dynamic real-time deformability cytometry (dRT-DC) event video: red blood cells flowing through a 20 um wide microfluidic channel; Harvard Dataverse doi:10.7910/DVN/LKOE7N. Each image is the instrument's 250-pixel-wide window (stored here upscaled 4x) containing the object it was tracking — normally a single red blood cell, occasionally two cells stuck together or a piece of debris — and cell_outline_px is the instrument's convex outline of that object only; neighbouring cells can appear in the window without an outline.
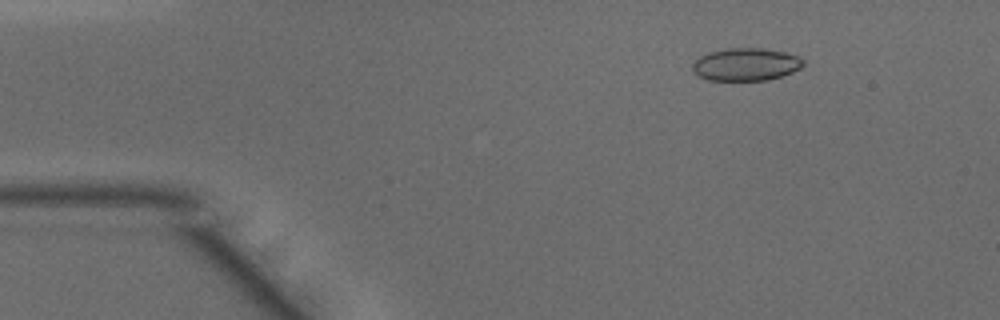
{"species": "common noctule bat (a hibernating species)", "species_latin": "Nyctalus noctula", "temperature_condition": "warm", "stored_images_in_passage": 44, "camera_frame_rate_fps": 3000, "um_per_image_px": 0.085, "animal": {"sex": "male", "body_mass_g": 15.6}, "frame": {"image": 1, "passage_image": 3, "time_ms": 0.667, "image_size_px": [1000, 320], "cell_outline_px": [[804, 64], [800, 68], [792, 72], [768, 80], [708, 80], [700, 76], [692, 68], [692, 64], [700, 56], [708, 52], [728, 48], [764, 48], [784, 52], [800, 56], [804, 60]], "centroid_in_image_um": [63.42, 5.46], "position_along_channel_um": 21.6, "area_um2": 21.04}}
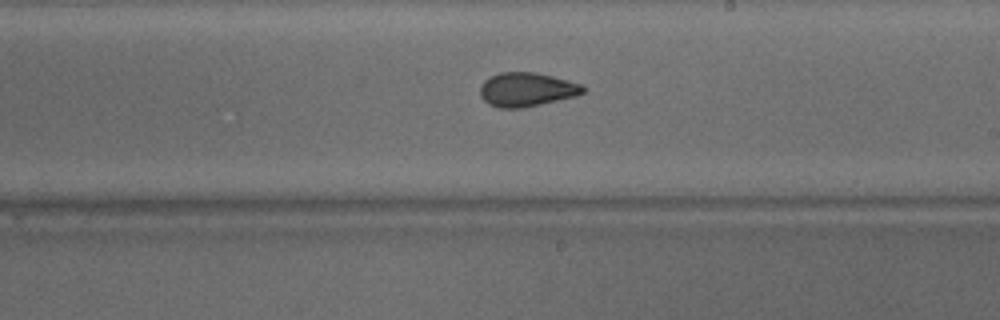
{"frame": {"image": 2, "passage_image": 24, "time_ms": 7.667, "image_size_px": [1000, 320], "cell_outline_px": [[584, 92], [576, 96], [524, 108], [500, 108], [488, 104], [480, 96], [480, 84], [484, 80], [500, 72], [536, 72], [568, 80], [580, 84], [584, 88]], "centroid_in_image_um": [44.74, 7.61], "position_along_channel_um": 244.3, "area_um2": 20.4}}
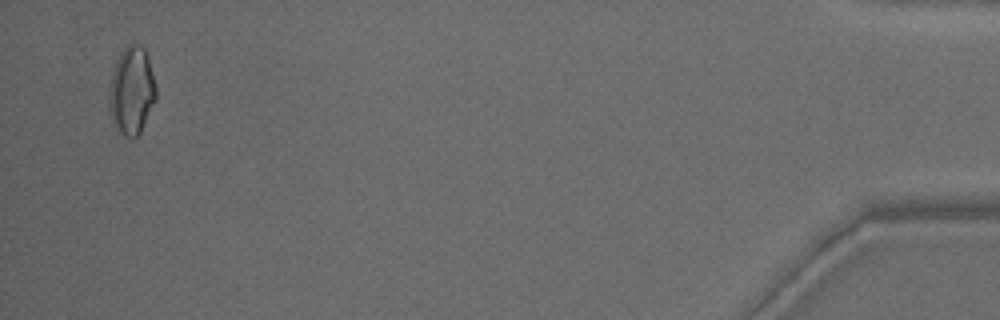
{"frame": {"image": 3, "passage_image": 43, "time_ms": 14.0, "image_size_px": [1000, 320], "cell_outline_px": [[156, 100], [140, 132], [132, 140], [116, 132], [108, 100], [112, 68], [120, 52], [128, 44], [140, 44], [144, 48], [148, 56], [156, 88]], "centroid_in_image_um": [11.18, 7.71], "position_along_channel_um": 424.0, "area_um2": 24.22}, "authors_computed_cell_mechanics": {"area_um2": 20.5768, "velocity_mm_per_s": 4.2063, "shape_relaxation_time_tau1_ms": 9.206, "shape_relaxation_time_tau2_ms": 1.2073, "deformation_change_tau1": 0.1817, "deformation_change_tau2": 0.0624}}